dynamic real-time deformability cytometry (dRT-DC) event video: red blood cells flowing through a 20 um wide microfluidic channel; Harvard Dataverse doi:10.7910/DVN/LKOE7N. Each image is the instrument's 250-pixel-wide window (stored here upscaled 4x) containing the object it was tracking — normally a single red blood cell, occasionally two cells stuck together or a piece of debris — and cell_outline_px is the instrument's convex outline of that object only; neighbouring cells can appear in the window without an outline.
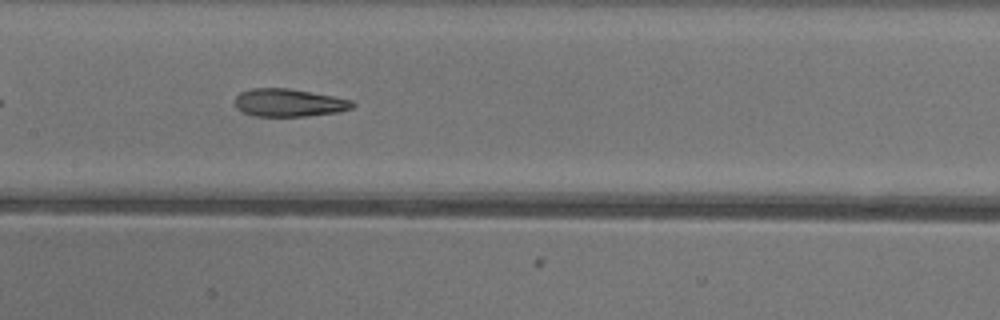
{"species": "common noctule bat (a hibernating species)", "species_latin": "Nyctalus noctula", "temperature_condition": "warm", "stored_images_in_passage": 38, "camera_frame_rate_fps": 3000, "um_per_image_px": 0.085, "animal": {"sex": "female"}, "frame": {"image": 1, "passage_image": 12, "time_ms": 3.667, "image_size_px": [1000, 320], "cell_outline_px": [[356, 104], [352, 108], [340, 112], [304, 116], [256, 116], [244, 112], [236, 108], [236, 96], [240, 92], [252, 88], [288, 88], [332, 96], [352, 100]], "centroid_in_image_um": [24.57, 8.73], "position_along_channel_um": 182.8, "area_um2": 18.96}, "authors_computed_cell_mechanics": {"area_um2": 20.1722, "velocity_mm_per_s": 4.0835, "shape_relaxation_time_tau1_ms": null, "shape_relaxation_time_tau2_ms": 3.1009, "deformation_change_tau1": null, "deformation_change_tau2": 0.1377}}